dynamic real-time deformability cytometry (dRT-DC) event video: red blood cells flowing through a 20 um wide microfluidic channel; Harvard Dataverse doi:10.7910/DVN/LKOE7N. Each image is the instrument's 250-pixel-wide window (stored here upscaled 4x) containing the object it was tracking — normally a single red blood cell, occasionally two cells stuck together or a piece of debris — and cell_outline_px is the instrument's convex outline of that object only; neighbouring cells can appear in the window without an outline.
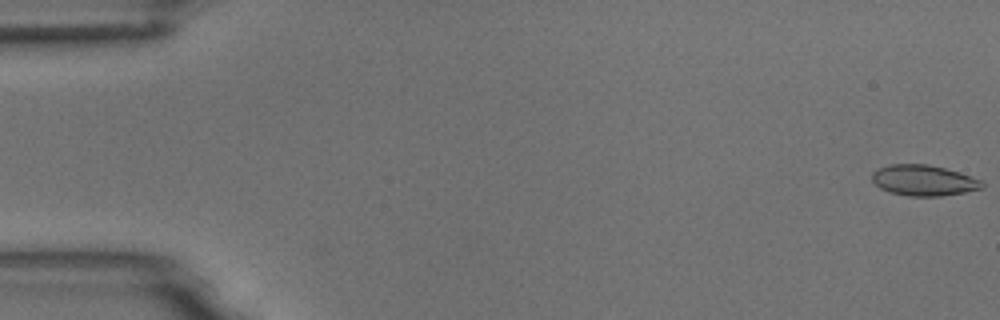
{"species": "common noctule bat (a hibernating species)", "species_latin": "Nyctalus noctula", "temperature_condition": "room temperature", "stored_images_in_passage": 55, "camera_frame_rate_fps": 3000, "um_per_image_px": 0.085, "animal": {"sex": "male", "body_mass_g": 18.8}, "frame": {"image": 1, "passage_image": 1, "time_ms": 0.0, "image_size_px": [1000, 320], "cell_outline_px": [[984, 188], [964, 192], [940, 196], [908, 196], [888, 192], [880, 188], [872, 180], [872, 172], [880, 168], [892, 164], [928, 164], [944, 168], [980, 180], [984, 184]], "centroid_in_image_um": [78.48, 15.34], "position_along_channel_um": 6.5, "area_um2": 19.48}}
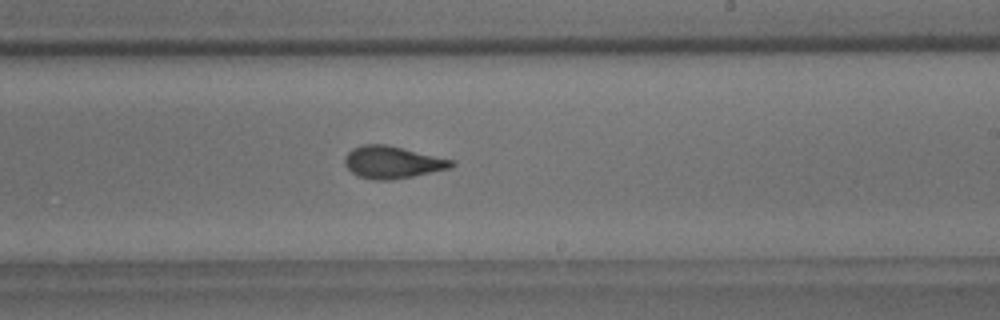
{"frame": {"image": 2, "passage_image": 33, "time_ms": 10.667, "image_size_px": [1000, 320], "cell_outline_px": [[456, 164], [452, 168], [412, 176], [388, 180], [372, 180], [360, 176], [352, 172], [344, 164], [344, 156], [352, 148], [364, 144], [384, 144], [456, 160]], "centroid_in_image_um": [33.37, 13.79], "position_along_channel_um": 255.6, "area_um2": 20.06}}
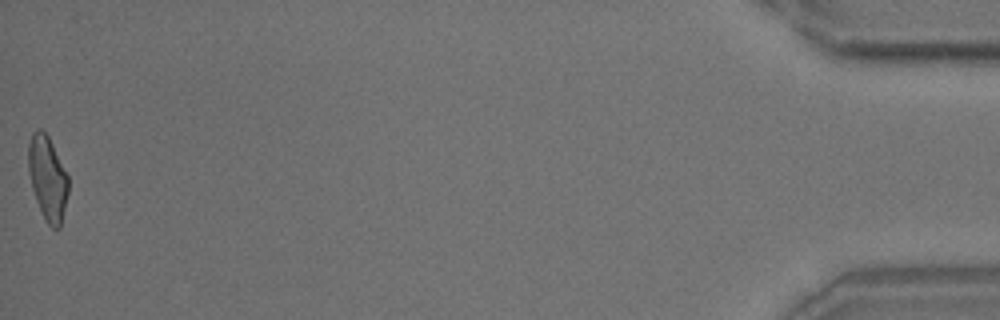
{"frame": {"image": 3, "passage_image": 55, "time_ms": 18.0, "image_size_px": [1000, 320], "cell_outline_px": [[68, 192], [60, 228], [52, 228], [44, 220], [36, 200], [32, 188], [28, 172], [28, 144], [32, 132], [36, 128], [40, 128], [48, 136], [68, 176]], "centroid_in_image_um": [4.02, 15.14], "position_along_channel_um": 431.2, "area_um2": 19.59}, "authors_computed_cell_mechanics": {"area_um2": 19.8254, "velocity_mm_per_s": 3.7235, "shape_relaxation_time_tau1_ms": 5.6335, "shape_relaxation_time_tau2_ms": 1.1348, "deformation_change_tau1": 0.1676, "deformation_change_tau2": 0.0729}}